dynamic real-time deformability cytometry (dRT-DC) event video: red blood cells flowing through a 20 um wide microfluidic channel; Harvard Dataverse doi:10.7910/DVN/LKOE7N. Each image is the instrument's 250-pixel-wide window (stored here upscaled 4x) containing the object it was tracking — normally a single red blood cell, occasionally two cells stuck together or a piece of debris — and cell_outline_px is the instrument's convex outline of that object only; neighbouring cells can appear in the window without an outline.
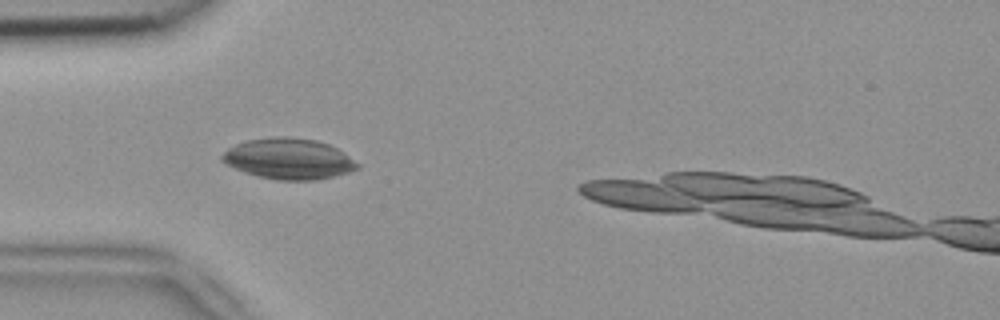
{"species": "common noctule bat (a hibernating species)", "species_latin": "Nyctalus noctula", "temperature_condition": "room temperature", "stored_images_in_passage": 36, "camera_frame_rate_fps": 3000, "um_per_image_px": 0.085, "animal": {"sex": "female", "body_mass_g": 18.4}, "frame": {"image": 1, "passage_image": 6, "time_ms": 1.667, "image_size_px": [1000, 320], "cell_outline_px": [[360, 168], [348, 172], [316, 180], [276, 180], [244, 172], [220, 160], [220, 156], [228, 148], [236, 144], [248, 140], [276, 136], [288, 136], [316, 140], [328, 144], [344, 152], [360, 164]], "centroid_in_image_um": [24.55, 13.49], "position_along_channel_um": 60.4, "area_um2": 32.08}}
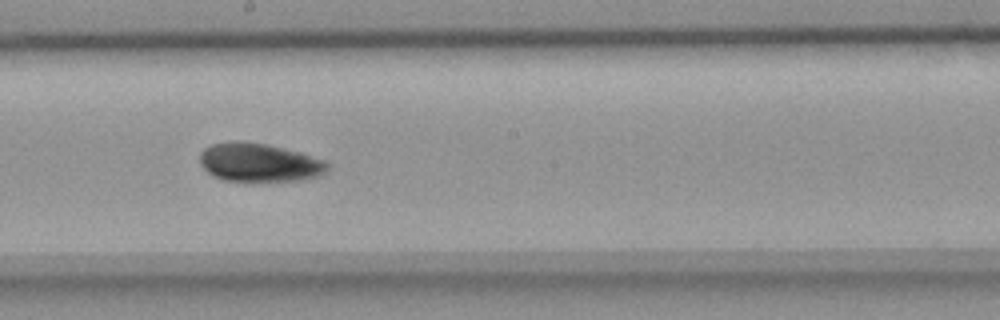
{"frame": {"image": 2, "passage_image": 19, "time_ms": 6.0, "image_size_px": [1000, 320], "cell_outline_px": [[328, 168], [324, 172], [316, 176], [300, 180], [248, 184], [224, 180], [208, 172], [200, 164], [200, 152], [204, 148], [212, 144], [236, 140], [240, 140], [268, 144], [300, 152], [324, 160], [328, 164]], "centroid_in_image_um": [22.0, 13.84], "position_along_channel_um": 226.2, "area_um2": 29.42}}
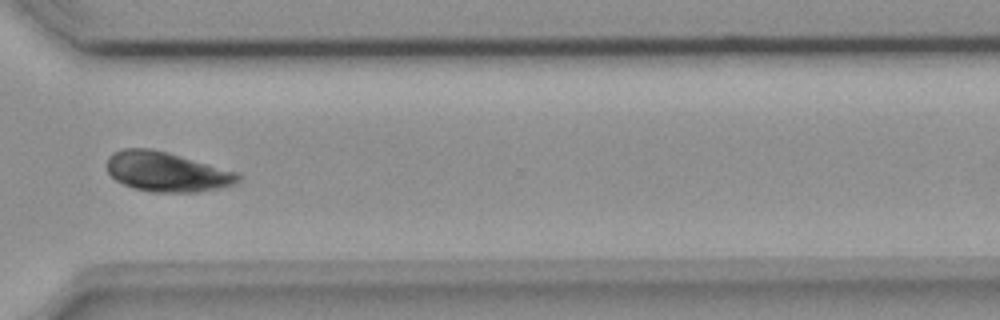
{"frame": {"image": 3, "passage_image": 29, "time_ms": 9.333, "image_size_px": [1000, 320], "cell_outline_px": [[240, 180], [236, 184], [200, 192], [152, 192], [136, 188], [124, 184], [116, 180], [108, 172], [108, 156], [124, 148], [152, 148], [168, 152], [236, 172], [240, 176]], "centroid_in_image_um": [14.18, 14.6], "position_along_channel_um": 356.4, "area_um2": 30.06}, "authors_computed_cell_mechanics": {"area_um2": 29.2179, "velocity_mm_per_s": 3.8862, "shape_relaxation_time_tau1_ms": null, "shape_relaxation_time_tau2_ms": 8.6794, "deformation_change_tau1": null, "deformation_change_tau2": 0.0962}}